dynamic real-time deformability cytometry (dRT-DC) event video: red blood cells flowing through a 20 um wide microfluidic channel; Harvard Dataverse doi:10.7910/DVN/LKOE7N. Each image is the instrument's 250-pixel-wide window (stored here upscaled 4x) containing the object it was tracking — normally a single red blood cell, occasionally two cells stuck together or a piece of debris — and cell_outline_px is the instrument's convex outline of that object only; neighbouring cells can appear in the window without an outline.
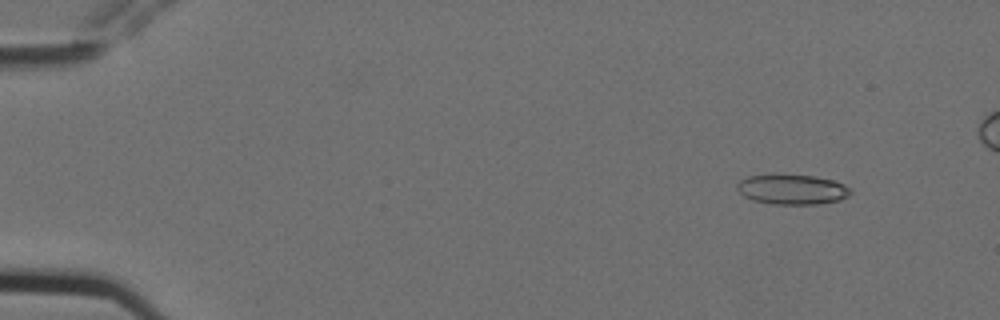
{"species": "Egyptian fruit bat (a non-hibernating species)", "species_latin": "Rousettus aegyptiacus", "temperature_condition": "cold", "stored_images_in_passage": 7, "camera_frame_rate_fps": 3000, "um_per_image_px": 0.085, "animal": {"sex": "female"}, "frame": {"image": 1, "passage_image": 2, "time_ms": 0.333, "image_size_px": [1000, 320], "cell_outline_px": [[852, 192], [848, 196], [840, 200], [816, 204], [772, 204], [752, 200], [744, 196], [736, 188], [736, 184], [740, 180], [748, 176], [816, 176], [832, 180], [844, 184]], "centroid_in_image_um": [67.33, 16.12], "position_along_channel_um": 17.7, "area_um2": 19.42}}
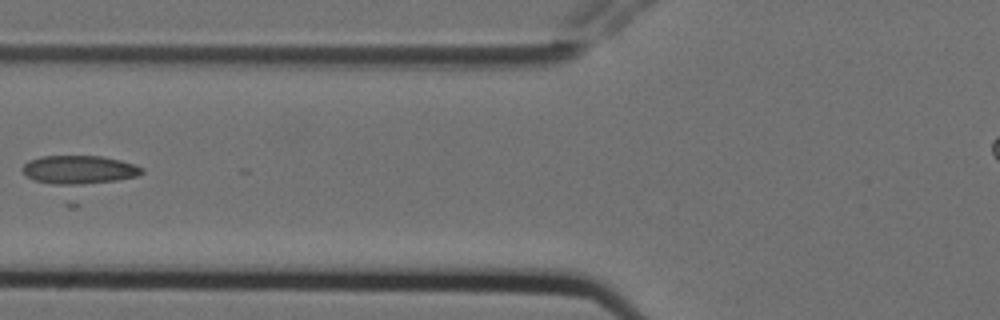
{"frame": {"image": 2, "passage_image": 6, "time_ms": 1.667, "image_size_px": [1000, 320], "cell_outline_px": [[144, 172], [136, 176], [116, 180], [72, 188], [64, 188], [32, 180], [20, 168], [28, 160], [40, 156], [100, 156], [120, 160], [144, 168]], "centroid_in_image_um": [6.66, 14.48], "position_along_channel_um": 119.1, "area_um2": 20.69}}
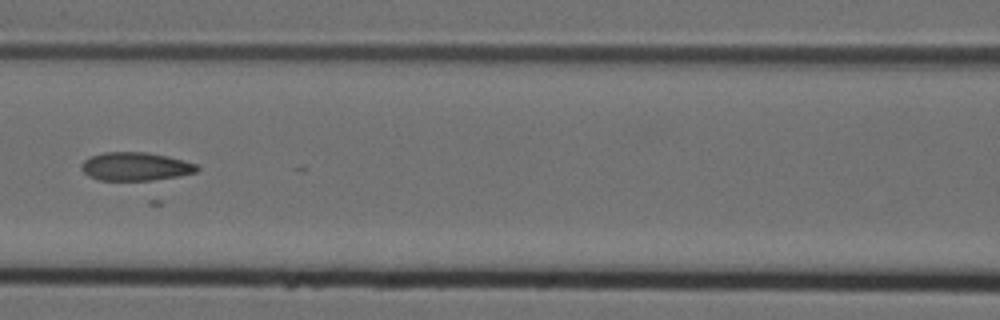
{"frame": {"image": 3, "passage_image": 7, "time_ms": 2.0, "image_size_px": [1000, 320], "cell_outline_px": [[200, 168], [196, 172], [180, 176], [152, 180], [100, 180], [88, 176], [80, 168], [80, 164], [84, 160], [92, 156], [104, 152], [148, 152], [168, 156], [196, 164]], "centroid_in_image_um": [11.51, 14.15], "position_along_channel_um": 155.1, "area_um2": 19.13}}